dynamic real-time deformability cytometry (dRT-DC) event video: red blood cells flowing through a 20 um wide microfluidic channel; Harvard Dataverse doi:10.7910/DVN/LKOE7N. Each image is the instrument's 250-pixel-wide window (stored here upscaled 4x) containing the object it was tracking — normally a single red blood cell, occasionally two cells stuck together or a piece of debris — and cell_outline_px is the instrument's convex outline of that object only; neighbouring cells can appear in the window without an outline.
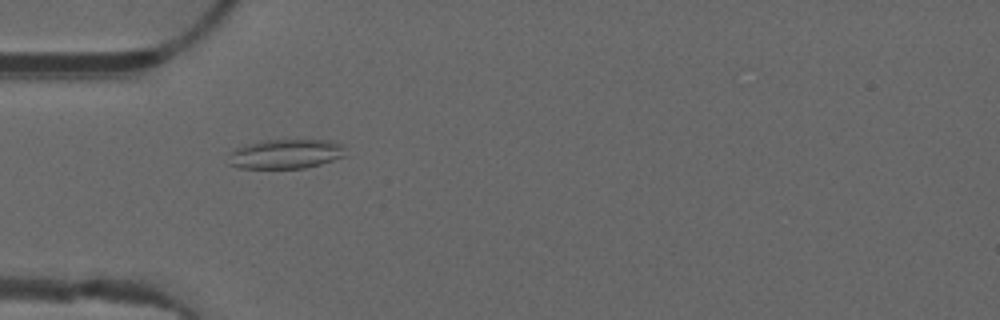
{"species": "common noctule bat (a hibernating species)", "species_latin": "Nyctalus noctula", "temperature_condition": "warm", "stored_images_in_passage": 35, "camera_frame_rate_fps": 3000, "um_per_image_px": 0.085, "animal": {"sex": "male", "forearm_length_mm": 52.5}, "frame": {"image": 1, "passage_image": 5, "time_ms": 1.333, "image_size_px": [1000, 320], "cell_outline_px": [[344, 156], [320, 164], [304, 168], [240, 168], [228, 164], [232, 152], [236, 148], [260, 140], [332, 140], [344, 144]], "centroid_in_image_um": [24.31, 13.08], "position_along_channel_um": 60.7, "area_um2": 20.0}}
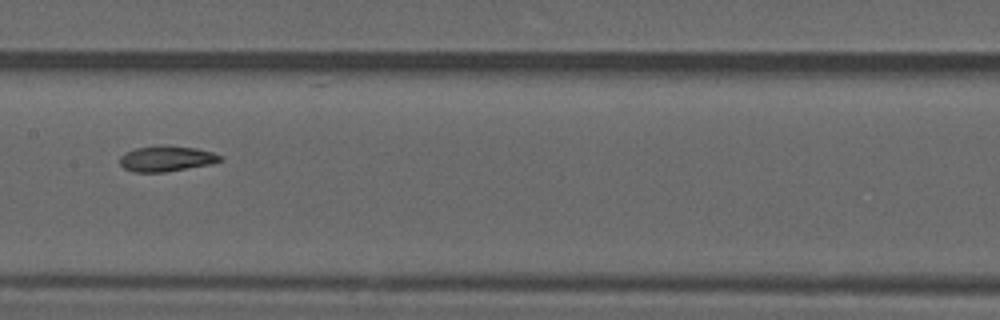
{"frame": {"image": 2, "passage_image": 15, "time_ms": 4.667, "image_size_px": [1000, 320], "cell_outline_px": [[224, 160], [212, 164], [164, 172], [132, 172], [124, 168], [120, 164], [120, 156], [124, 152], [136, 148], [164, 144], [168, 144], [196, 148], [212, 152], [220, 156]], "centroid_in_image_um": [14.14, 13.47], "position_along_channel_um": 193.3, "area_um2": 15.2}}
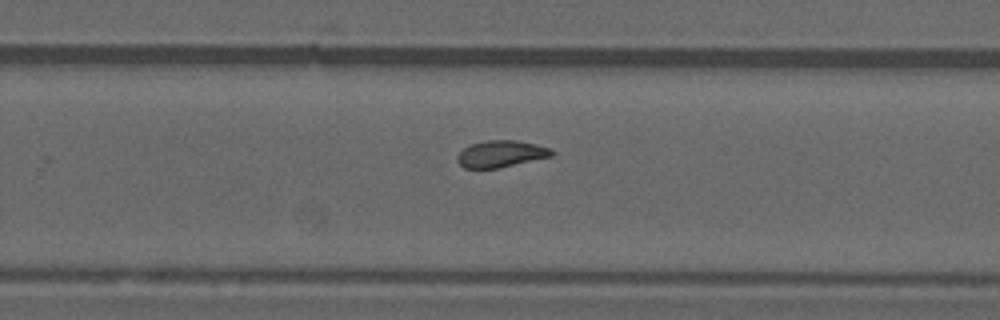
{"frame": {"image": 3, "passage_image": 22, "time_ms": 7.0, "image_size_px": [1000, 320], "cell_outline_px": [[556, 152], [552, 156], [496, 168], [464, 168], [456, 160], [456, 156], [464, 148], [472, 144], [488, 140], [516, 140], [536, 144], [552, 148]], "centroid_in_image_um": [42.6, 13.07], "position_along_channel_um": 287.2, "area_um2": 14.62}, "authors_computed_cell_mechanics": {"area_um2": 15.1436, "velocity_mm_per_s": 4.0471, "shape_relaxation_time_tau1_ms": 4.8914, "shape_relaxation_time_tau2_ms": 3.0351, "deformation_change_tau1": 0.1047, "deformation_change_tau2": 0.0734}}